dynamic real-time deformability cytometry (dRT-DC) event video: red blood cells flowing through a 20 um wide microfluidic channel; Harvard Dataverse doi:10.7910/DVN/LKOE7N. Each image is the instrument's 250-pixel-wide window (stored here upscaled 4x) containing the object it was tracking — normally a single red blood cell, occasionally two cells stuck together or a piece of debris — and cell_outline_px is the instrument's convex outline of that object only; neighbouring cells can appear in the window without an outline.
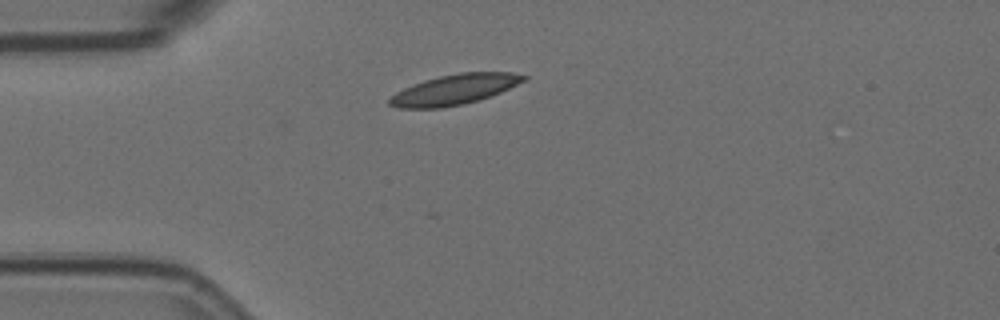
{"species": "Egyptian fruit bat (a non-hibernating species)", "species_latin": "Rousettus aegyptiacus", "temperature_condition": "room temperature", "stored_images_in_passage": 4, "camera_frame_rate_fps": 3000, "um_per_image_px": 0.085, "animal": {"sex": "female"}, "frame": {"image": 1, "passage_image": 1, "time_ms": 0.0, "image_size_px": [1000, 320], "cell_outline_px": [[528, 80], [500, 92], [464, 104], [440, 108], [396, 108], [388, 104], [388, 100], [396, 92], [412, 84], [424, 80], [440, 76], [460, 72], [512, 72], [528, 76]], "centroid_in_image_um": [38.63, 7.6], "position_along_channel_um": 46.4, "area_um2": 23.58}}